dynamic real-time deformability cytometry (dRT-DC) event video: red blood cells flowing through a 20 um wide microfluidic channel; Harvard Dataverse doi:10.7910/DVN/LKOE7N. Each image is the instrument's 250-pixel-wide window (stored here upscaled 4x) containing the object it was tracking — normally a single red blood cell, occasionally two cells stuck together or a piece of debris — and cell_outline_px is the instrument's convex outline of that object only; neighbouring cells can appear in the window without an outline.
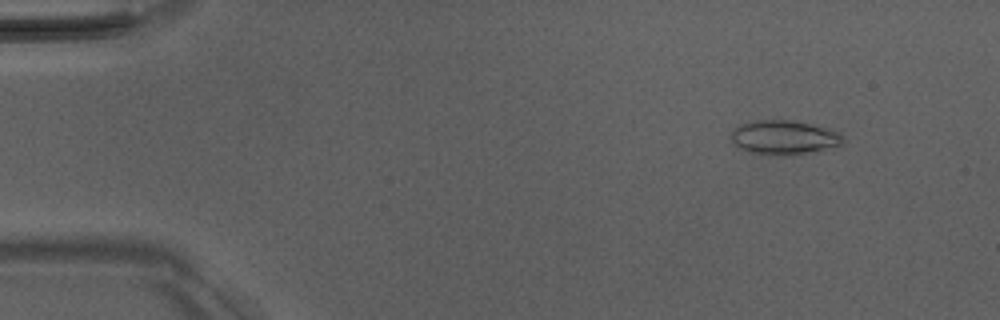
{"species": "Egyptian fruit bat (a non-hibernating species)", "species_latin": "Rousettus aegyptiacus", "temperature_condition": "room temperature", "stored_images_in_passage": 5, "camera_frame_rate_fps": 3000, "um_per_image_px": 0.085, "animal": {"sex": "male"}, "frame": {"image": 1, "passage_image": 2, "time_ms": 1.0, "image_size_px": [1000, 320], "cell_outline_px": [[844, 144], [808, 152], [748, 152], [732, 144], [732, 128], [740, 124], [752, 120], [788, 120], [832, 128], [840, 132], [844, 136]], "centroid_in_image_um": [66.65, 11.61], "position_along_channel_um": 18.3, "area_um2": 21.62}}